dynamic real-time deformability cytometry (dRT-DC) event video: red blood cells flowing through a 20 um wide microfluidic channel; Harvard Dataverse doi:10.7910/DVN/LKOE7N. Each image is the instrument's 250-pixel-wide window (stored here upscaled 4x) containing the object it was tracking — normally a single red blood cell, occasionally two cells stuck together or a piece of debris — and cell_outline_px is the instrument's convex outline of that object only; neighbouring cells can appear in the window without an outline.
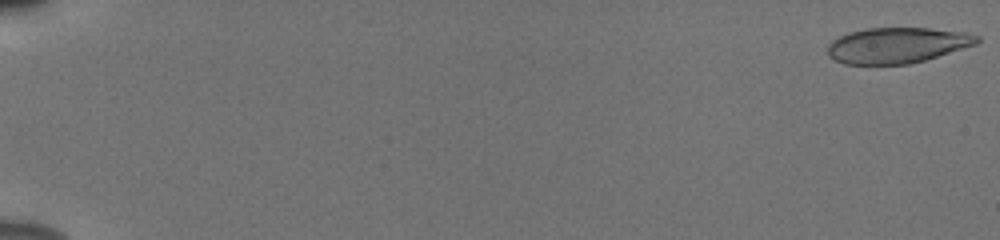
{"species": "human", "species_latin": "Homo sapiens", "temperature_condition": "cold", "stored_images_in_passage": 55, "camera_frame_rate_fps": 3000, "um_per_image_px": 0.085, "donor": {"sex": "male"}, "frame": {"image": 1, "passage_image": 1, "time_ms": 0.0, "image_size_px": [1000, 240], "cell_outline_px": [[980, 40], [976, 44], [924, 60], [908, 64], [844, 64], [828, 56], [828, 44], [832, 40], [848, 32], [868, 28], [928, 28], [964, 32], [980, 36]], "centroid_in_image_um": [76.24, 3.84], "position_along_channel_um": 8.8, "area_um2": 30.87}}
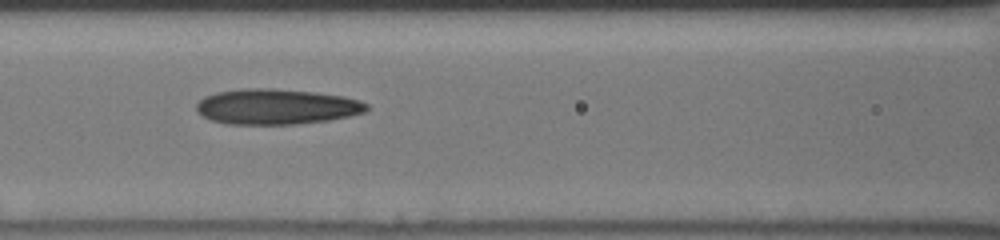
{"frame": {"image": 2, "passage_image": 27, "time_ms": 8.667, "image_size_px": [1000, 240], "cell_outline_px": [[368, 108], [364, 112], [348, 116], [328, 120], [296, 124], [228, 124], [212, 120], [196, 112], [196, 104], [204, 96], [216, 92], [244, 88], [272, 88], [316, 92], [344, 96], [360, 100], [368, 104]], "centroid_in_image_um": [23.49, 9.05], "position_along_channel_um": 143.1, "area_um2": 35.26}}
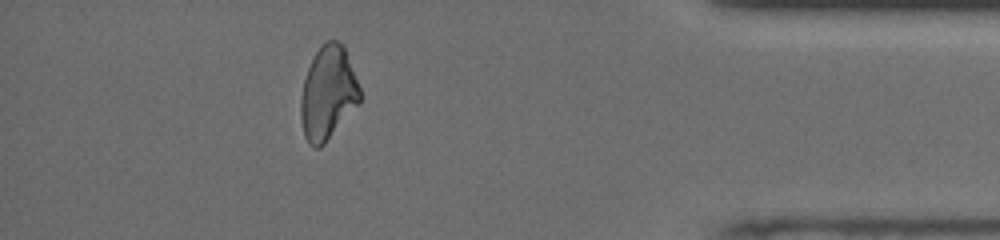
{"frame": {"image": 3, "passage_image": 50, "time_ms": 16.333, "image_size_px": [1000, 240], "cell_outline_px": [[360, 104], [324, 144], [320, 148], [316, 148], [304, 136], [300, 116], [300, 100], [304, 80], [308, 68], [316, 52], [324, 40], [336, 40], [344, 44], [360, 88]], "centroid_in_image_um": [27.89, 7.9], "position_along_channel_um": 407.3, "area_um2": 32.31}, "authors_computed_cell_mechanics": {"area_um2": 33.0038, "velocity_mm_per_s": 3.8713, "shape_relaxation_time_tau1_ms": null, "shape_relaxation_time_tau2_ms": 5.5971, "deformation_change_tau1": null, "deformation_change_tau2": 0.1717}}